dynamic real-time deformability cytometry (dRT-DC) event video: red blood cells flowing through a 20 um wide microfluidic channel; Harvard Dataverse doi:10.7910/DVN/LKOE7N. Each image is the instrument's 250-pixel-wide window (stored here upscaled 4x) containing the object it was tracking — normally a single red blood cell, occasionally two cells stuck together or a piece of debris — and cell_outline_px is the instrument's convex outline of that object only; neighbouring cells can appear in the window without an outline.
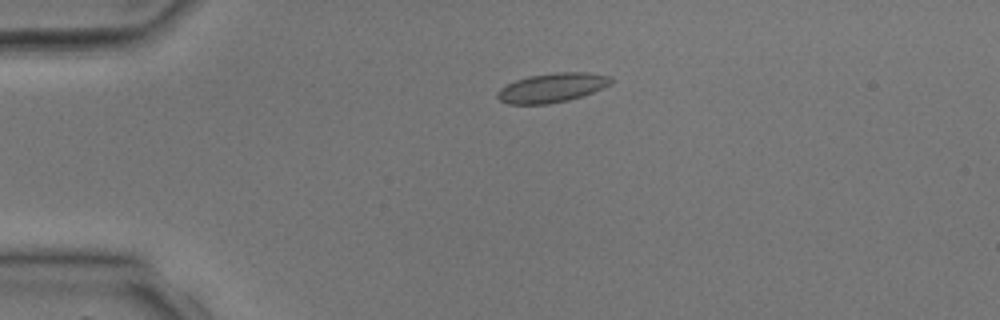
{"species": "common noctule bat (a hibernating species)", "species_latin": "Nyctalus noctula", "temperature_condition": "room temperature", "stored_images_in_passage": 4, "camera_frame_rate_fps": 3000, "um_per_image_px": 0.085, "animal": {"sex": "male", "body_mass_g": 17.9, "forearm_length_mm": 54.2}, "frame": {"image": 1, "passage_image": 3, "time_ms": 2.333, "image_size_px": [1000, 320], "cell_outline_px": [[612, 84], [592, 92], [568, 100], [548, 104], [508, 104], [500, 100], [496, 96], [496, 92], [500, 88], [516, 80], [528, 76], [556, 72], [588, 72], [612, 76]], "centroid_in_image_um": [46.93, 7.45], "position_along_channel_um": 38.1, "area_um2": 19.36}}